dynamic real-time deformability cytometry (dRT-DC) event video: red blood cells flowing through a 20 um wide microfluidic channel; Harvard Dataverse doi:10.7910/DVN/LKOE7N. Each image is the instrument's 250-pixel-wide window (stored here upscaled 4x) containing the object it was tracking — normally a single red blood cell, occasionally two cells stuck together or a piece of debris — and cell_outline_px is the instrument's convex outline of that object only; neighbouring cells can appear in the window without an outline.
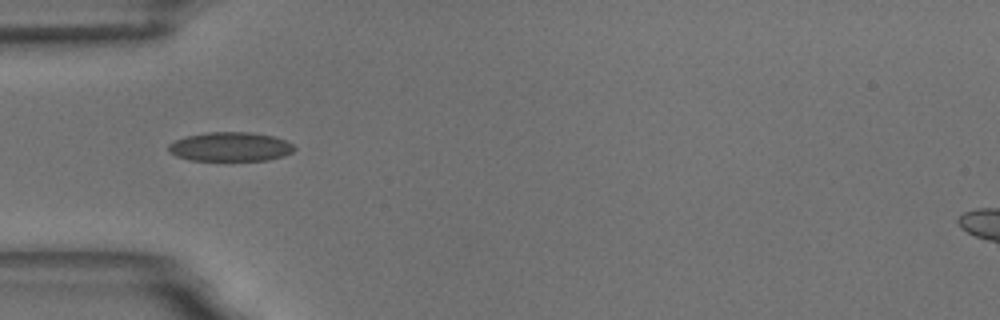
{"species": "common noctule bat (a hibernating species)", "species_latin": "Nyctalus noctula", "temperature_condition": "room temperature", "stored_images_in_passage": 41, "camera_frame_rate_fps": 3000, "um_per_image_px": 0.085, "animal": {"sex": "male", "body_mass_g": 18.8}, "frame": {"image": 1, "passage_image": 1, "time_ms": 0.0, "image_size_px": [1000, 320], "cell_outline_px": [[296, 148], [292, 152], [284, 156], [268, 160], [188, 160], [176, 156], [168, 152], [168, 144], [176, 140], [188, 136], [208, 132], [248, 132], [272, 136], [284, 140], [292, 144]], "centroid_in_image_um": [19.56, 12.48], "position_along_channel_um": 65.4, "area_um2": 21.27}}
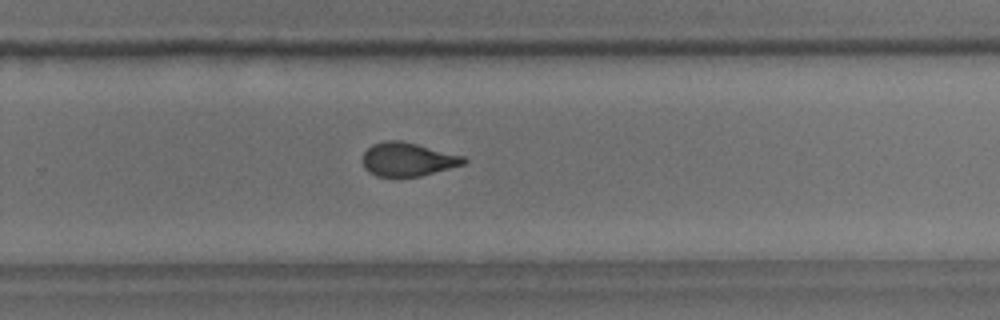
{"frame": {"image": 2, "passage_image": 21, "time_ms": 6.667, "image_size_px": [1000, 320], "cell_outline_px": [[468, 160], [464, 164], [420, 176], [376, 176], [368, 172], [364, 168], [364, 152], [372, 144], [384, 140], [400, 140], [464, 156]], "centroid_in_image_um": [34.64, 13.54], "position_along_channel_um": 295.2, "area_um2": 19.59}}
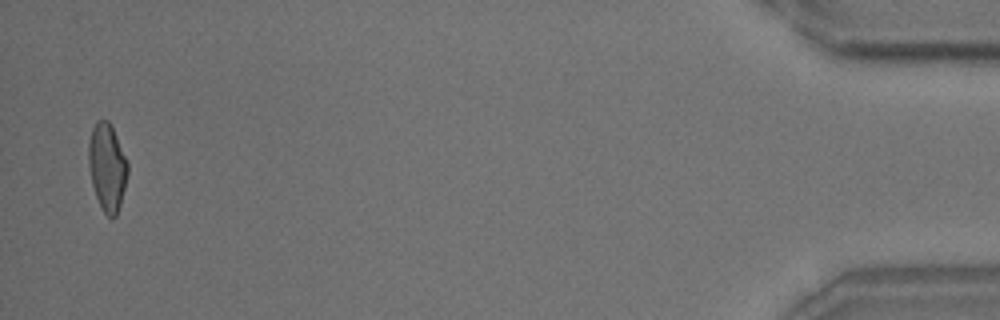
{"frame": {"image": 3, "passage_image": 40, "time_ms": 13.0, "image_size_px": [1000, 320], "cell_outline_px": [[128, 172], [120, 204], [116, 216], [112, 220], [104, 212], [96, 196], [92, 184], [88, 164], [88, 144], [92, 128], [96, 120], [108, 120], [112, 128], [128, 164]], "centroid_in_image_um": [9.09, 14.21], "position_along_channel_um": 426.1, "area_um2": 19.65}, "authors_computed_cell_mechanics": {"area_um2": 20.1722, "velocity_mm_per_s": 3.4466, "shape_relaxation_time_tau1_ms": 8.1159, "shape_relaxation_time_tau2_ms": 1.4457, "deformation_change_tau1": 0.1721, "deformation_change_tau2": 0.0742}}